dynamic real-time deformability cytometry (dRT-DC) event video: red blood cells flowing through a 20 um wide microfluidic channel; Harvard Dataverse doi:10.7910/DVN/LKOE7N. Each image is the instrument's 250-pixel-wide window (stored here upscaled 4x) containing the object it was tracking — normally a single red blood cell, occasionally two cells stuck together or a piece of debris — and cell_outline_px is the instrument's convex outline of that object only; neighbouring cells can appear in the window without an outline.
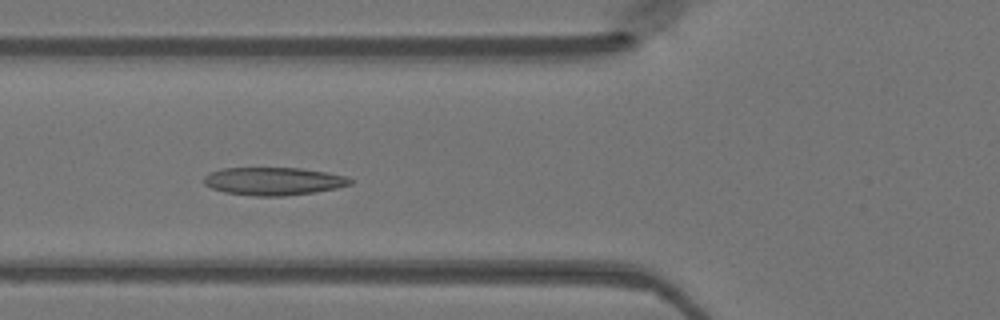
{"species": "Egyptian fruit bat (a non-hibernating species)", "species_latin": "Rousettus aegyptiacus", "temperature_condition": "warm", "stored_images_in_passage": 48, "camera_frame_rate_fps": 3000, "um_per_image_px": 0.085, "animal": {"sex": "female"}, "frame": {"image": 1, "passage_image": 18, "time_ms": 5.667, "image_size_px": [1000, 320], "cell_outline_px": [[356, 180], [352, 184], [336, 188], [316, 192], [284, 196], [256, 196], [224, 192], [212, 188], [204, 184], [204, 176], [208, 172], [224, 168], [300, 168], [328, 172], [348, 176]], "centroid_in_image_um": [23.3, 15.4], "position_along_channel_um": 102.5, "area_um2": 24.04}}
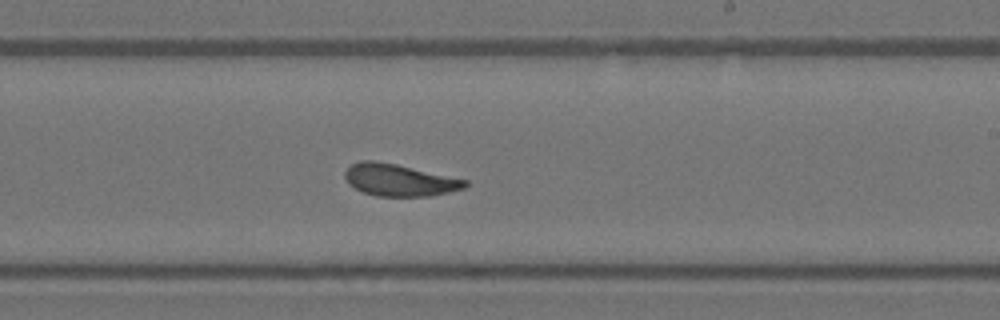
{"frame": {"image": 2, "passage_image": 29, "time_ms": 9.333, "image_size_px": [1000, 320], "cell_outline_px": [[468, 184], [464, 188], [432, 196], [376, 196], [364, 192], [348, 184], [344, 176], [344, 172], [352, 164], [360, 160], [372, 160], [396, 164], [468, 180]], "centroid_in_image_um": [33.93, 15.3], "position_along_channel_um": 255.1, "area_um2": 22.31}}
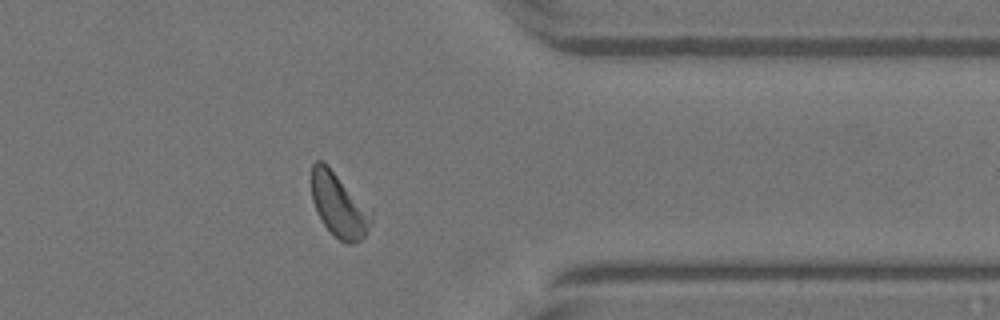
{"frame": {"image": 3, "passage_image": 39, "time_ms": 12.667, "image_size_px": [1000, 320], "cell_outline_px": [[372, 224], [364, 236], [356, 244], [348, 244], [340, 240], [324, 224], [316, 212], [312, 200], [312, 164], [316, 160], [324, 160], [372, 208]], "centroid_in_image_um": [28.85, 17.39], "position_along_channel_um": 382.6, "area_um2": 22.89}}